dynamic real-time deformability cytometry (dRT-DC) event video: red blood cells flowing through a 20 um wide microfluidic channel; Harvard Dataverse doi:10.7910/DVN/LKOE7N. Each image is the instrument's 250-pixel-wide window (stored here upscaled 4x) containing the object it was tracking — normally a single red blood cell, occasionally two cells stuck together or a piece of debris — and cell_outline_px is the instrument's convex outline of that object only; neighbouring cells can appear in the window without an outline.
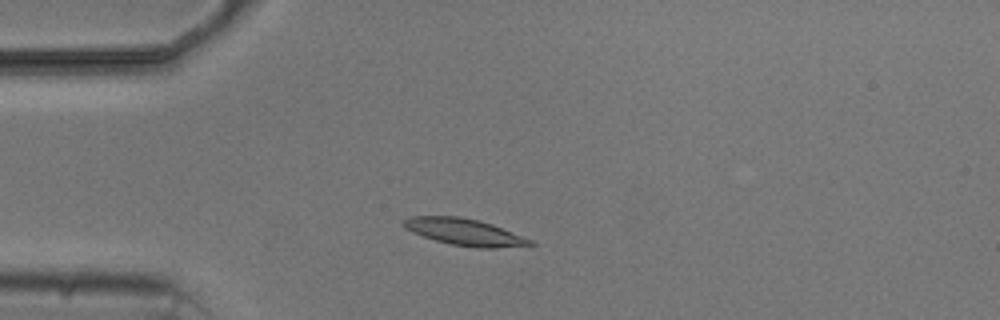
{"species": "common noctule bat (a hibernating species)", "species_latin": "Nyctalus noctula", "temperature_condition": "cold", "stored_images_in_passage": 4, "camera_frame_rate_fps": 3000, "um_per_image_px": 0.085, "animal": {"sex": "male", "body_mass_g": 20.5, "forearm_length_mm": 52.5}, "frame": {"image": 1, "passage_image": 3, "time_ms": 2.333, "image_size_px": [1000, 320], "cell_outline_px": [[536, 244], [496, 248], [476, 248], [452, 244], [436, 240], [412, 232], [404, 228], [400, 224], [400, 220], [412, 216], [460, 216], [492, 224], [532, 240]], "centroid_in_image_um": [39.42, 19.71], "position_along_channel_um": 45.6, "area_um2": 19.59}}
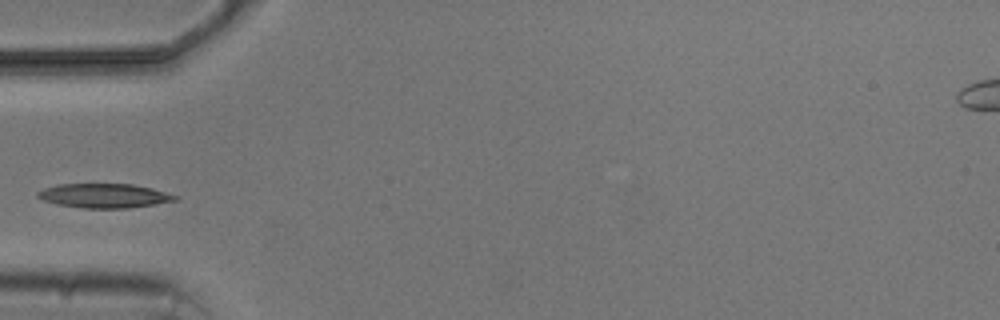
{"frame": {"image": 2, "passage_image": 4, "time_ms": 3.667, "image_size_px": [1000, 320], "cell_outline_px": [[180, 200], [156, 204], [128, 208], [84, 208], [56, 204], [44, 200], [36, 196], [36, 192], [44, 188], [60, 184], [132, 184], [152, 188], [180, 196]], "centroid_in_image_um": [8.9, 16.64], "position_along_channel_um": 76.1, "area_um2": 19.54}}